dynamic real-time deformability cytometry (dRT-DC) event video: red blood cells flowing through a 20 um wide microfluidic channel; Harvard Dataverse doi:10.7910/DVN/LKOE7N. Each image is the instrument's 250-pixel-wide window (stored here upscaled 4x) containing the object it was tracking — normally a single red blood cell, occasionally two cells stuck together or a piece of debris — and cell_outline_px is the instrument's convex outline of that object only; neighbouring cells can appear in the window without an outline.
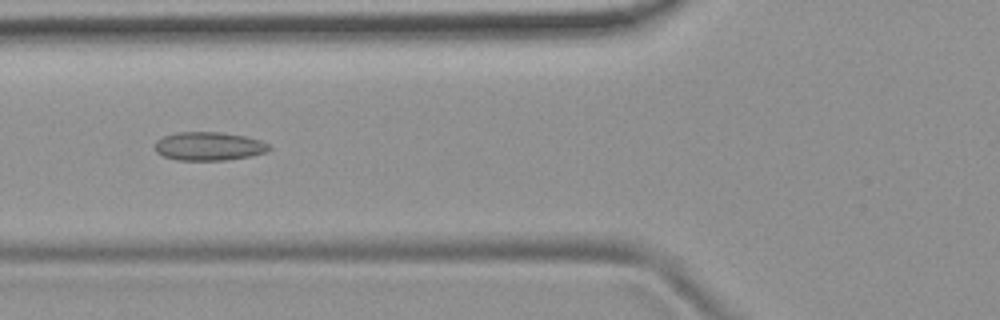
{"species": "common noctule bat (a hibernating species)", "species_latin": "Nyctalus noctula", "temperature_condition": "room temperature", "stored_images_in_passage": 53, "camera_frame_rate_fps": 3000, "um_per_image_px": 0.085, "animal": {"sex": "female", "body_mass_g": 19.9}, "frame": {"image": 1, "passage_image": 20, "time_ms": 6.333, "image_size_px": [1000, 320], "cell_outline_px": [[272, 148], [268, 152], [252, 156], [224, 160], [176, 160], [164, 156], [156, 152], [156, 140], [164, 136], [176, 132], [220, 132], [244, 136], [260, 140], [268, 144]], "centroid_in_image_um": [17.77, 12.43], "position_along_channel_um": 108.0, "area_um2": 19.02}}
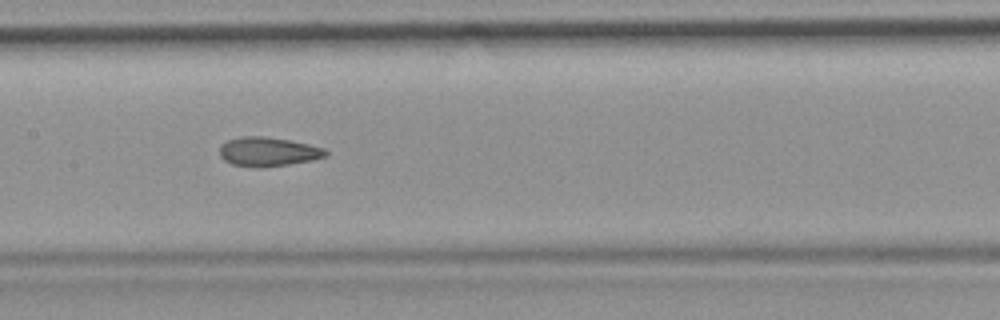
{"frame": {"image": 2, "passage_image": 26, "time_ms": 8.333, "image_size_px": [1000, 320], "cell_outline_px": [[328, 156], [312, 160], [288, 164], [232, 164], [224, 160], [220, 156], [220, 144], [228, 140], [240, 136], [264, 136], [288, 140], [308, 144], [324, 148], [328, 152]], "centroid_in_image_um": [22.81, 12.84], "position_along_channel_um": 184.6, "area_um2": 17.22}}
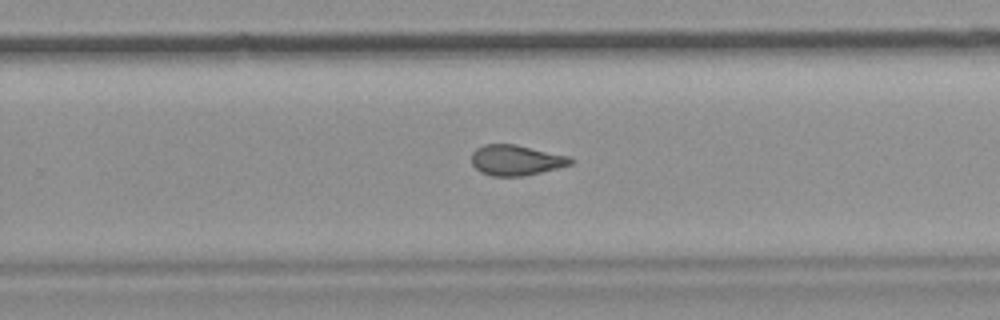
{"frame": {"image": 3, "passage_image": 34, "time_ms": 11.0, "image_size_px": [1000, 320], "cell_outline_px": [[576, 160], [572, 164], [524, 176], [492, 176], [480, 172], [472, 164], [472, 152], [476, 148], [484, 144], [516, 144], [568, 156]], "centroid_in_image_um": [43.85, 13.61], "position_along_channel_um": 285.9, "area_um2": 17.57}, "authors_computed_cell_mechanics": {"area_um2": 18.6116, "velocity_mm_per_s": 3.8298, "shape_relaxation_time_tau1_ms": null, "shape_relaxation_time_tau2_ms": 2.1923, "deformation_change_tau1": null, "deformation_change_tau2": 0.0873}}